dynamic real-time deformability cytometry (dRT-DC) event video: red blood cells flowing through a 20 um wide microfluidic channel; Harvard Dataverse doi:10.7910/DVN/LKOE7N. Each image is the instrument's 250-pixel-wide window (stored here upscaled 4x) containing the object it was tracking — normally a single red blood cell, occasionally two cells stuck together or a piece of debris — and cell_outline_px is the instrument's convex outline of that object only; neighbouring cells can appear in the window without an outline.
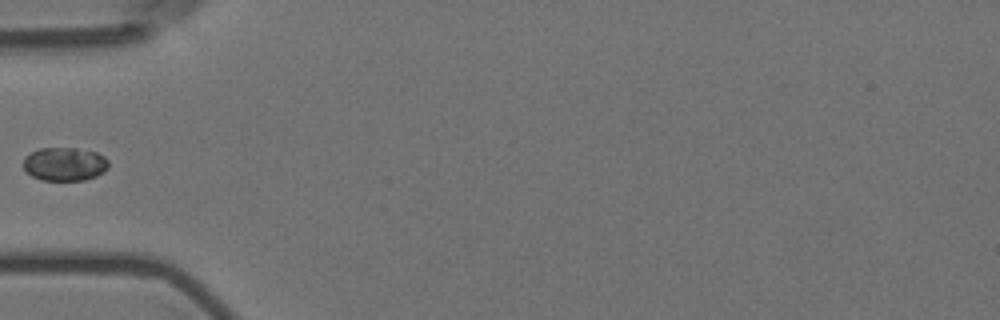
{"species": "Egyptian fruit bat (a non-hibernating species)", "species_latin": "Rousettus aegyptiacus", "temperature_condition": "room temperature", "stored_images_in_passage": 2, "camera_frame_rate_fps": 3000, "um_per_image_px": 0.085, "animal": {"sex": "female"}, "frame": {"image": 1, "passage_image": 1, "time_ms": 0.0, "image_size_px": [1000, 320], "cell_outline_px": [[108, 168], [104, 172], [96, 176], [84, 180], [40, 180], [32, 176], [24, 168], [24, 156], [40, 148], [76, 148], [96, 152], [104, 156], [108, 160]], "centroid_in_image_um": [5.51, 13.94], "position_along_channel_um": 79.5, "area_um2": 16.65}}
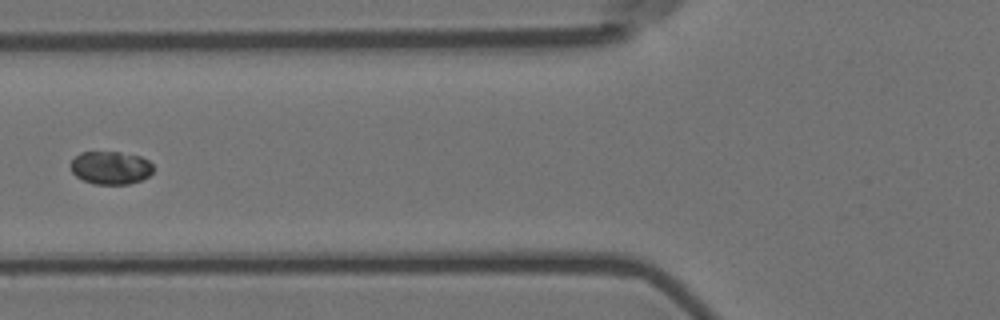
{"frame": {"image": 2, "passage_image": 2, "time_ms": 0.333, "image_size_px": [1000, 320], "cell_outline_px": [[152, 172], [148, 176], [140, 180], [128, 184], [92, 184], [76, 176], [72, 172], [72, 160], [80, 152], [120, 152], [140, 156], [148, 160], [152, 164]], "centroid_in_image_um": [9.41, 14.26], "position_along_channel_um": 116.4, "area_um2": 15.78}}